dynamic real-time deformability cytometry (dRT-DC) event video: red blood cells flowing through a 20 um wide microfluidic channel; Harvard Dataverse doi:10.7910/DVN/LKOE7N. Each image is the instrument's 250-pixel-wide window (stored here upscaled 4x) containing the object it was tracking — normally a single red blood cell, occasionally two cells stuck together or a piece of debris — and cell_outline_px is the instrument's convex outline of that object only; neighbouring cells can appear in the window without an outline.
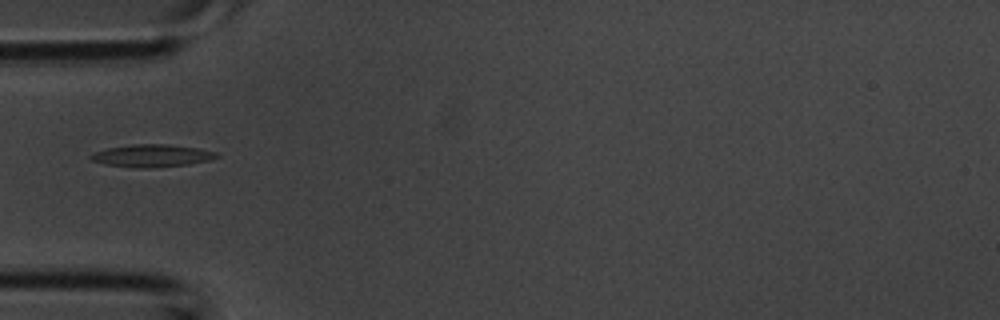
{"species": "common noctule bat (a hibernating species)", "species_latin": "Nyctalus noctula", "temperature_condition": "room temperature", "stored_images_in_passage": 4, "camera_frame_rate_fps": 3000, "um_per_image_px": 0.085, "animal": {"sex": "male", "body_mass_g": 20.1, "forearm_length_mm": 53.5}, "frame": {"image": 1, "passage_image": 4, "time_ms": 1.0, "image_size_px": [1000, 320], "cell_outline_px": [[220, 156], [212, 160], [188, 164], [148, 168], [140, 168], [104, 164], [92, 160], [88, 156], [96, 152], [108, 148], [136, 144], [168, 144], [200, 148], [216, 152]], "centroid_in_image_um": [12.97, 13.23], "position_along_channel_um": 72.0, "area_um2": 16.42}}